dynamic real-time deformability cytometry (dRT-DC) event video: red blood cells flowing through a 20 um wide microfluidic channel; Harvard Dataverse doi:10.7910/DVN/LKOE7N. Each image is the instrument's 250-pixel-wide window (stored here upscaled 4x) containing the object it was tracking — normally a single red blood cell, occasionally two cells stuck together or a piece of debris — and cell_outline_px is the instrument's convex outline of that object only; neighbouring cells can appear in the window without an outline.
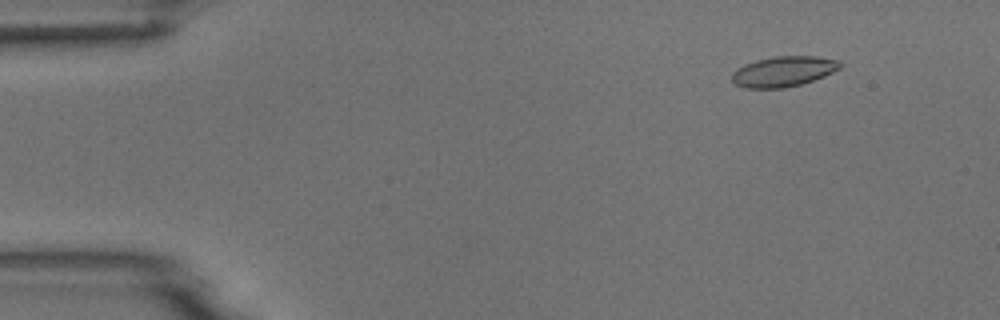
{"species": "common noctule bat (a hibernating species)", "species_latin": "Nyctalus noctula", "temperature_condition": "room temperature", "stored_images_in_passage": 54, "camera_frame_rate_fps": 3000, "um_per_image_px": 0.085, "animal": {"sex": "male", "body_mass_g": 18.8}, "frame": {"image": 1, "passage_image": 6, "time_ms": 1.667, "image_size_px": [1000, 320], "cell_outline_px": [[844, 64], [840, 68], [824, 76], [800, 84], [784, 88], [744, 88], [736, 84], [732, 80], [732, 72], [736, 68], [744, 64], [756, 60], [772, 56], [816, 56], [840, 60]], "centroid_in_image_um": [66.59, 6.06], "position_along_channel_um": 18.4, "area_um2": 19.25}}
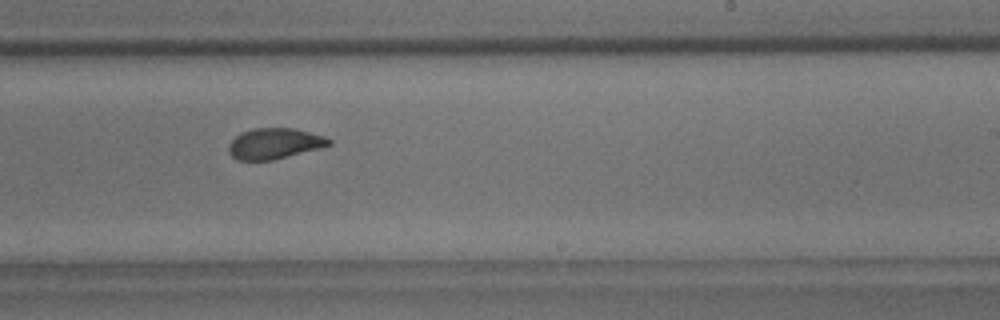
{"frame": {"image": 2, "passage_image": 33, "time_ms": 10.667, "image_size_px": [1000, 320], "cell_outline_px": [[332, 144], [324, 148], [272, 160], [236, 160], [228, 152], [228, 144], [236, 136], [252, 128], [296, 128], [324, 136], [332, 140]], "centroid_in_image_um": [23.37, 12.21], "position_along_channel_um": 265.6, "area_um2": 18.21}}
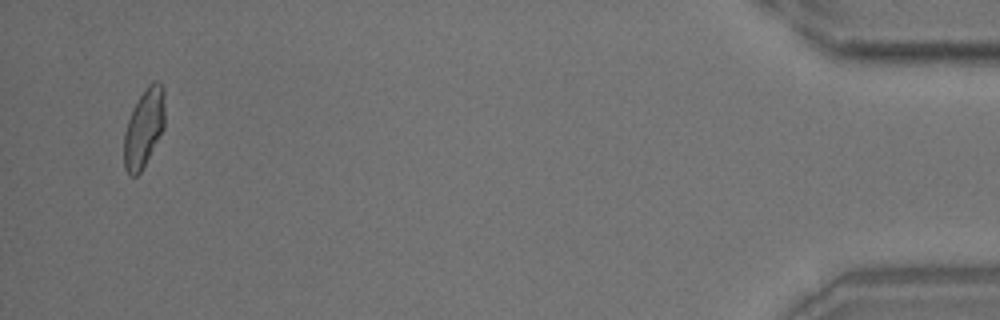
{"frame": {"image": 3, "passage_image": 52, "time_ms": 17.0, "image_size_px": [1000, 320], "cell_outline_px": [[164, 128], [140, 172], [136, 176], [128, 176], [124, 168], [124, 132], [128, 120], [140, 96], [148, 84], [152, 80], [160, 80], [164, 88]], "centroid_in_image_um": [12.24, 10.85], "position_along_channel_um": 423.0, "area_um2": 18.55}, "authors_computed_cell_mechanics": {"area_um2": 18.8428, "velocity_mm_per_s": 3.768, "shape_relaxation_time_tau1_ms": 7.0037, "shape_relaxation_time_tau2_ms": 1.7395, "deformation_change_tau1": 0.1717, "deformation_change_tau2": 0.0698}}